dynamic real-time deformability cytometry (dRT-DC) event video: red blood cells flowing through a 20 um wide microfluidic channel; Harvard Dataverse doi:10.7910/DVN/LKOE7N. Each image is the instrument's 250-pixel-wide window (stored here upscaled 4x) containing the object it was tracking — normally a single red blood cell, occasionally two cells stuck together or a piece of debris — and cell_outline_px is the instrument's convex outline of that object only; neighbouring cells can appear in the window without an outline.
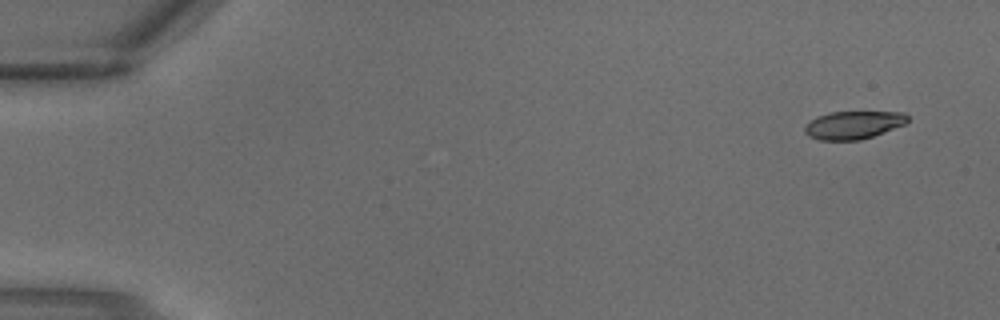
{"species": "common noctule bat (a hibernating species)", "species_latin": "Nyctalus noctula", "temperature_condition": "warm", "stored_images_in_passage": 2, "camera_frame_rate_fps": 3000, "um_per_image_px": 0.085, "animal": {"sex": "male", "body_mass_g": 18.8}, "frame": {"image": 1, "passage_image": 1, "time_ms": 0.0, "image_size_px": [1000, 320], "cell_outline_px": [[908, 120], [904, 124], [872, 136], [860, 140], [820, 140], [808, 136], [804, 132], [804, 128], [816, 116], [828, 112], [904, 112], [908, 116]], "centroid_in_image_um": [72.51, 10.62], "position_along_channel_um": 12.5, "area_um2": 16.59}}